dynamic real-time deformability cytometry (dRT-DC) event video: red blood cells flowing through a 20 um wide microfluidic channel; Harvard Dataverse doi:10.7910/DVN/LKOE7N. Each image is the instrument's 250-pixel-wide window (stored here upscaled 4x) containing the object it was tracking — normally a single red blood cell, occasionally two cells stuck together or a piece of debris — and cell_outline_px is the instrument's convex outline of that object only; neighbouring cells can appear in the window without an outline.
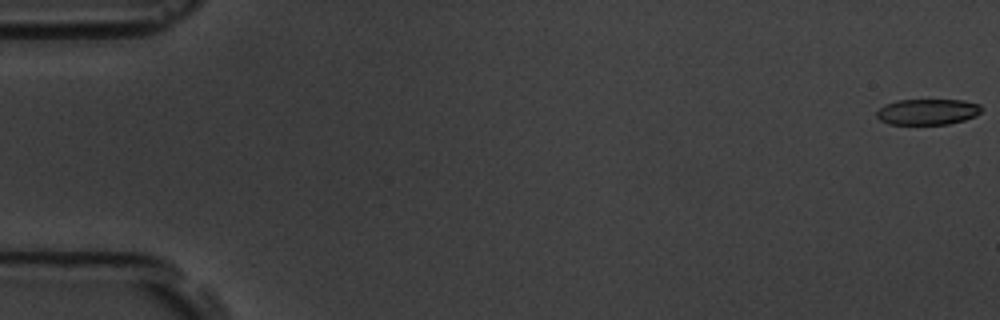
{"species": "common noctule bat (a hibernating species)", "species_latin": "Nyctalus noctula", "temperature_condition": "room temperature", "stored_images_in_passage": 7, "camera_frame_rate_fps": 3000, "um_per_image_px": 0.085, "animal": {"sex": "male", "body_mass_g": 19.5, "forearm_length_mm": 54.6}, "frame": {"image": 1, "passage_image": 1, "time_ms": 0.0, "image_size_px": [1000, 320], "cell_outline_px": [[984, 108], [976, 116], [964, 120], [948, 124], [888, 124], [880, 120], [876, 116], [876, 112], [884, 104], [896, 100], [964, 100], [980, 104]], "centroid_in_image_um": [78.85, 9.5], "position_along_channel_um": 6.1, "area_um2": 15.95}}
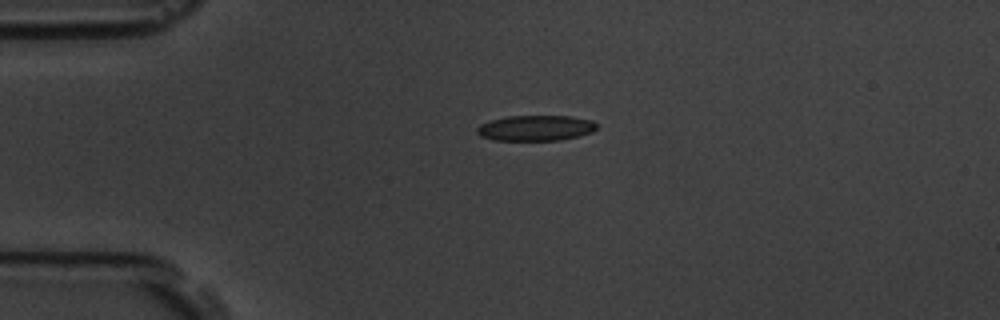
{"frame": {"image": 2, "passage_image": 5, "time_ms": 4.333, "image_size_px": [1000, 320], "cell_outline_px": [[600, 124], [592, 132], [560, 140], [496, 140], [480, 136], [476, 132], [476, 128], [480, 124], [492, 120], [508, 116], [572, 116], [592, 120]], "centroid_in_image_um": [45.55, 10.87], "position_along_channel_um": 39.5, "area_um2": 17.8}}
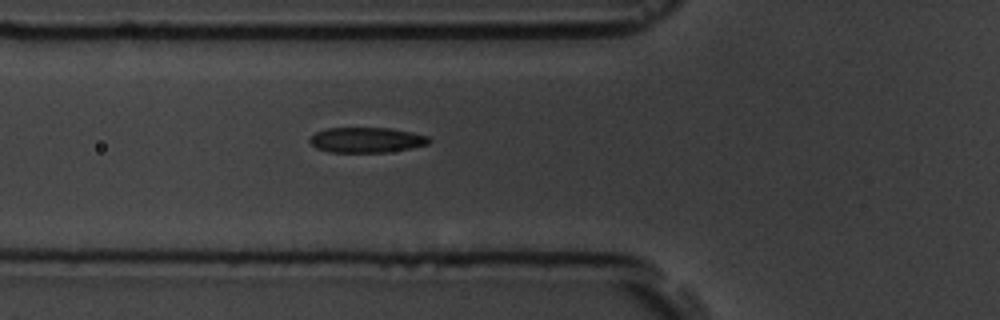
{"frame": {"image": 3, "passage_image": 7, "time_ms": 6.667, "image_size_px": [1000, 320], "cell_outline_px": [[432, 140], [428, 144], [388, 152], [328, 152], [316, 148], [308, 140], [316, 132], [324, 128], [388, 128], [412, 132], [428, 136]], "centroid_in_image_um": [31.14, 11.89], "position_along_channel_um": 94.7, "area_um2": 17.51}}